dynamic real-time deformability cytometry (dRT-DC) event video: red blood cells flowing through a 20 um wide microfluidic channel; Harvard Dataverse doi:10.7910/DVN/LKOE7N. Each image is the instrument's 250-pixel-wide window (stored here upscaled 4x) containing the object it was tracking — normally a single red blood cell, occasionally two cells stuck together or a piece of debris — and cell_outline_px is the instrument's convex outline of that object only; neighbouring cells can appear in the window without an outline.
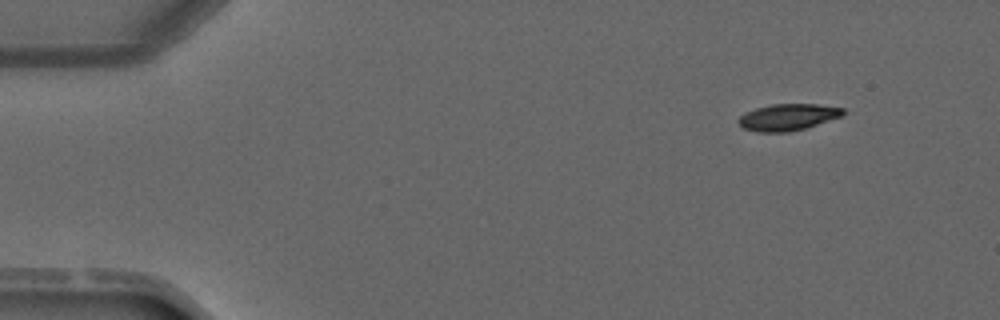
{"species": "common noctule bat (a hibernating species)", "species_latin": "Nyctalus noctula", "temperature_condition": "warm", "stored_images_in_passage": 3, "camera_frame_rate_fps": 3000, "um_per_image_px": 0.085, "animal": {"sex": "male", "forearm_length_mm": 52.5}, "frame": {"image": 1, "passage_image": 1, "time_ms": 0.0, "image_size_px": [1000, 320], "cell_outline_px": [[844, 112], [840, 116], [804, 128], [788, 132], [756, 132], [744, 128], [736, 120], [740, 116], [756, 108], [772, 104], [816, 104], [844, 108]], "centroid_in_image_um": [66.93, 9.95], "position_along_channel_um": 18.1, "area_um2": 15.9}}